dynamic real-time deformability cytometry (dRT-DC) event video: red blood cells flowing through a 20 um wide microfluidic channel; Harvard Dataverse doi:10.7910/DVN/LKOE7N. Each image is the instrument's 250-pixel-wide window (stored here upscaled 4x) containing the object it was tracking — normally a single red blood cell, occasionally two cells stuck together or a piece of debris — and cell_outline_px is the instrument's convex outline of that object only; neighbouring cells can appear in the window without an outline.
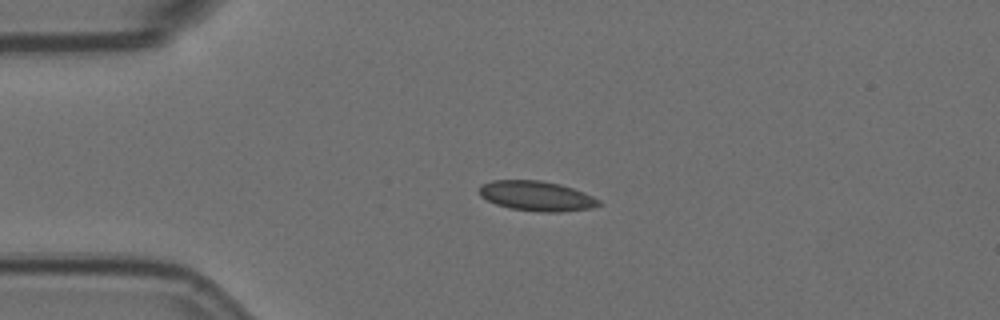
{"species": "Egyptian fruit bat (a non-hibernating species)", "species_latin": "Rousettus aegyptiacus", "temperature_condition": "room temperature", "stored_images_in_passage": 45, "camera_frame_rate_fps": 3000, "um_per_image_px": 0.085, "animal": {"sex": "female"}, "frame": {"image": 1, "passage_image": 1, "time_ms": 0.0, "image_size_px": [1000, 320], "cell_outline_px": [[600, 204], [592, 208], [560, 212], [540, 212], [508, 208], [496, 204], [480, 196], [480, 184], [492, 180], [540, 180], [560, 184], [572, 188], [592, 196], [600, 200]], "centroid_in_image_um": [45.59, 16.66], "position_along_channel_um": 39.4, "area_um2": 20.81}}
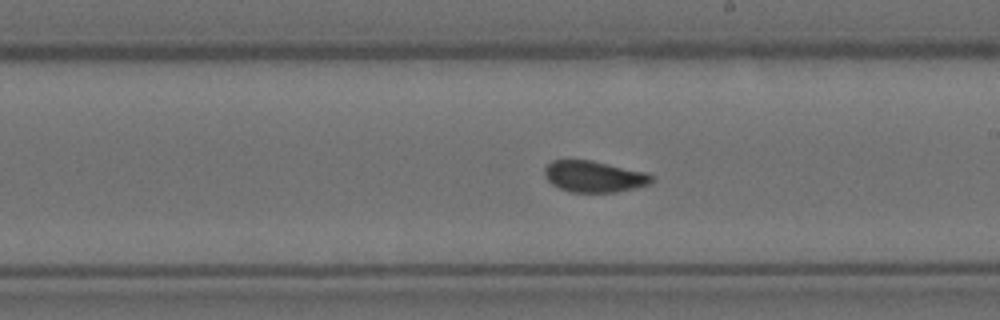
{"frame": {"image": 2, "passage_image": 20, "time_ms": 6.333, "image_size_px": [1000, 320], "cell_outline_px": [[652, 184], [636, 188], [616, 192], [568, 192], [552, 184], [544, 176], [544, 168], [552, 160], [592, 160], [648, 172], [652, 176]], "centroid_in_image_um": [50.52, 15.0], "position_along_channel_um": 238.5, "area_um2": 19.77}}
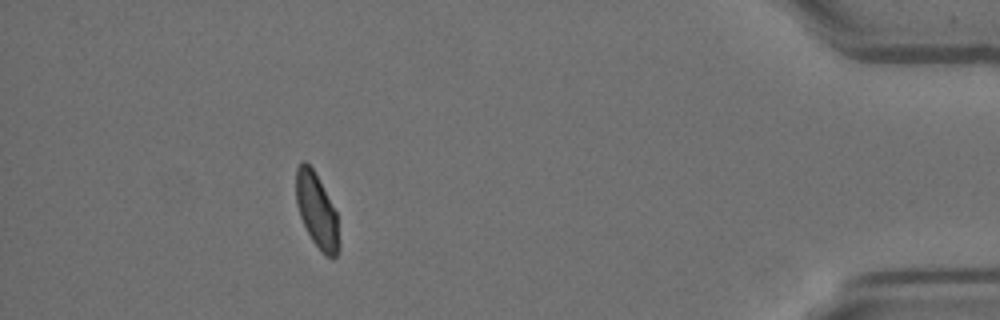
{"frame": {"image": 3, "passage_image": 39, "time_ms": 12.667, "image_size_px": [1000, 320], "cell_outline_px": [[340, 248], [336, 256], [324, 256], [312, 240], [300, 216], [296, 204], [296, 168], [300, 160], [304, 160], [312, 168], [336, 212], [340, 244]], "centroid_in_image_um": [26.92, 17.92], "position_along_channel_um": 408.3, "area_um2": 18.44}}